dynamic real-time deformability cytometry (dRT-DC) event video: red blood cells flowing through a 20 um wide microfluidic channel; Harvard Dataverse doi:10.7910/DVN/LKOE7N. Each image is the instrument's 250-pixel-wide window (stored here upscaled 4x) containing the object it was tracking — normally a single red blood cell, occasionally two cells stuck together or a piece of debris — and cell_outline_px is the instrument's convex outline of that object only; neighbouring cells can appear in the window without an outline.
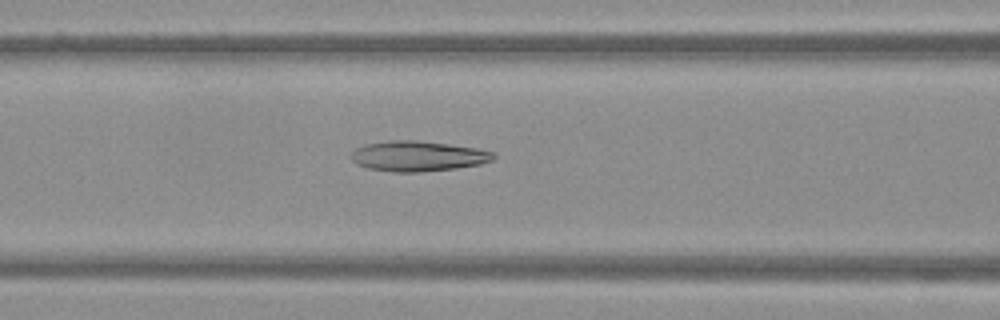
{"species": "Egyptian fruit bat (a non-hibernating species)", "species_latin": "Rousettus aegyptiacus", "temperature_condition": "warm", "stored_images_in_passage": 50, "camera_frame_rate_fps": 3000, "um_per_image_px": 0.085, "frame": {"image": 1, "passage_image": 21, "time_ms": 6.667, "image_size_px": [1000, 320], "cell_outline_px": [[496, 156], [492, 160], [480, 164], [456, 168], [420, 172], [392, 172], [368, 168], [356, 164], [352, 160], [352, 152], [356, 148], [364, 144], [388, 140], [416, 140], [448, 144], [476, 148], [496, 152]], "centroid_in_image_um": [35.52, 13.27], "position_along_channel_um": 131.1, "area_um2": 25.2}}
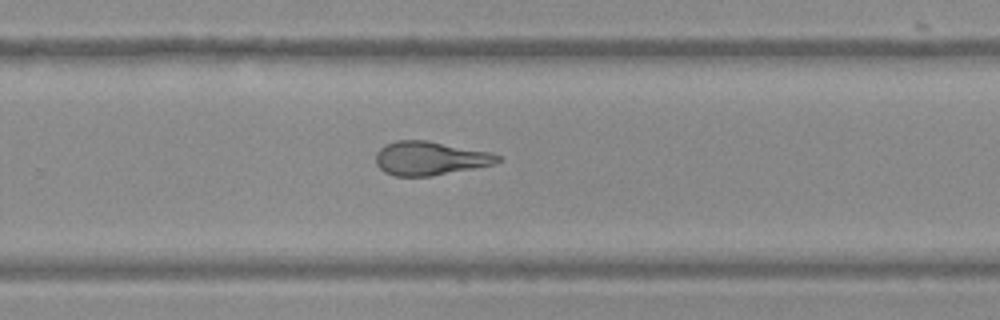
{"frame": {"image": 2, "passage_image": 33, "time_ms": 10.667, "image_size_px": [1000, 320], "cell_outline_px": [[500, 160], [496, 164], [476, 168], [432, 176], [392, 176], [384, 172], [376, 164], [376, 152], [384, 144], [396, 140], [428, 140], [488, 152], [500, 156]], "centroid_in_image_um": [36.52, 13.46], "position_along_channel_um": 293.3, "area_um2": 24.1}}
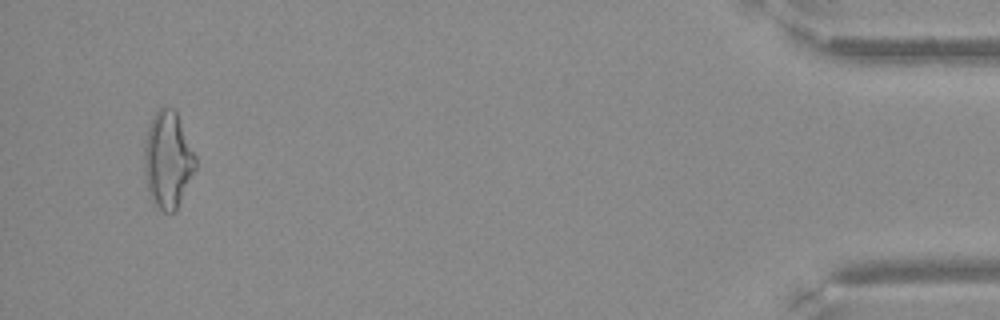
{"frame": {"image": 3, "passage_image": 48, "time_ms": 15.667, "image_size_px": [1000, 320], "cell_outline_px": [[196, 168], [176, 212], [164, 212], [156, 208], [152, 204], [144, 180], [144, 148], [148, 124], [152, 116], [160, 108], [172, 108], [176, 112], [196, 156]], "centroid_in_image_um": [14.24, 13.64], "position_along_channel_um": 421.0, "area_um2": 29.25}}